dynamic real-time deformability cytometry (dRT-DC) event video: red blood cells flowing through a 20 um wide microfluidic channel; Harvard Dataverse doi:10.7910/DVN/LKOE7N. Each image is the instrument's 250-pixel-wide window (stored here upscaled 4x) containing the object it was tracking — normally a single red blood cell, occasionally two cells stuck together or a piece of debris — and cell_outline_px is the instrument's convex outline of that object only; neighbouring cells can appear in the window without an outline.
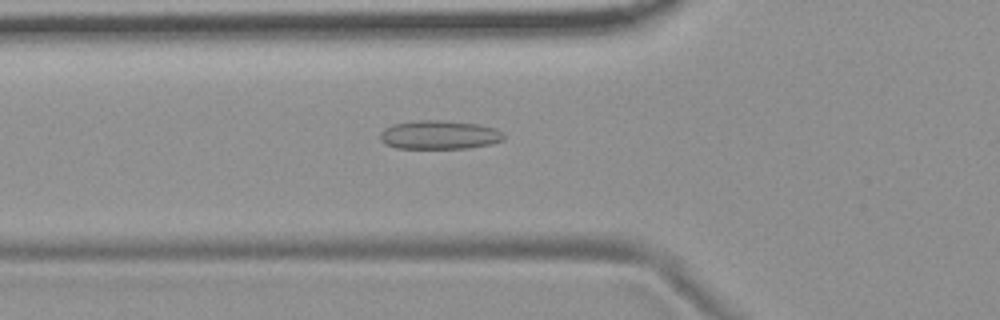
{"species": "common noctule bat (a hibernating species)", "species_latin": "Nyctalus noctula", "temperature_condition": "room temperature", "stored_images_in_passage": 45, "camera_frame_rate_fps": 3000, "um_per_image_px": 0.085, "animal": {"sex": "female", "body_mass_g": 19.9}, "frame": {"image": 1, "passage_image": 10, "time_ms": 3.0, "image_size_px": [1000, 320], "cell_outline_px": [[504, 140], [492, 144], [468, 148], [396, 148], [384, 144], [380, 140], [380, 132], [384, 128], [392, 124], [416, 120], [444, 120], [476, 124], [496, 128], [504, 136]], "centroid_in_image_um": [37.31, 11.46], "position_along_channel_um": 88.5, "area_um2": 20.87}}
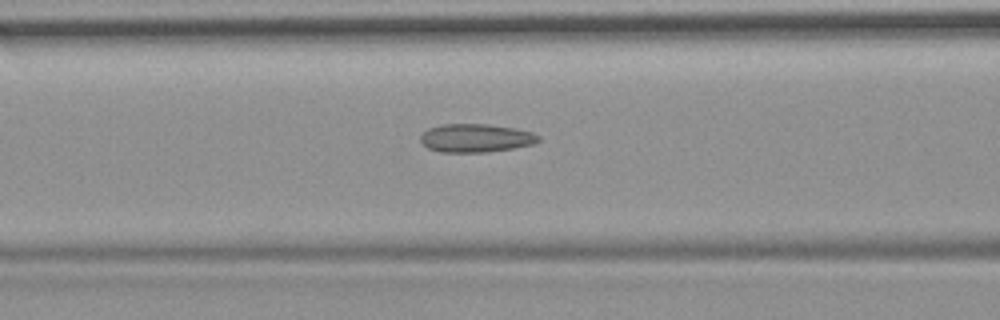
{"frame": {"image": 2, "passage_image": 13, "time_ms": 4.0, "image_size_px": [1000, 320], "cell_outline_px": [[540, 140], [532, 144], [512, 148], [488, 152], [440, 152], [428, 148], [420, 140], [420, 136], [428, 128], [440, 124], [488, 124], [516, 128], [532, 132], [540, 136]], "centroid_in_image_um": [40.44, 11.72], "position_along_channel_um": 126.2, "area_um2": 19.54}}
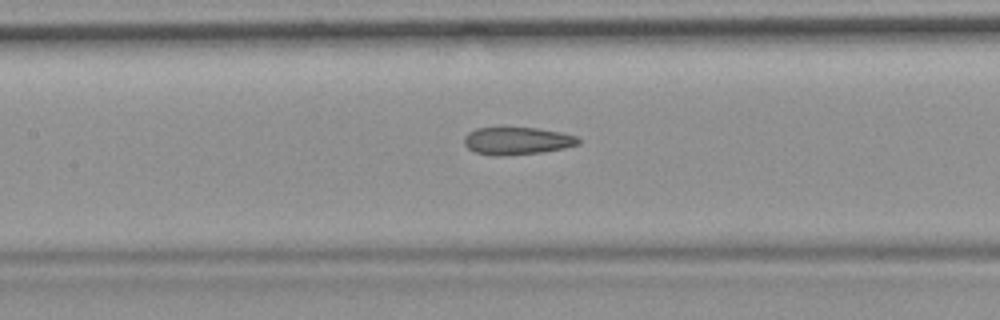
{"frame": {"image": 3, "passage_image": 16, "time_ms": 5.0, "image_size_px": [1000, 320], "cell_outline_px": [[580, 144], [564, 148], [544, 152], [500, 156], [492, 156], [476, 152], [468, 148], [464, 144], [464, 136], [468, 132], [476, 128], [536, 128], [560, 132], [576, 136], [580, 140]], "centroid_in_image_um": [43.94, 11.98], "position_along_channel_um": 163.5, "area_um2": 18.32}, "authors_computed_cell_mechanics": {"area_um2": 18.9006, "velocity_mm_per_s": 3.7254, "shape_relaxation_time_tau1_ms": null, "shape_relaxation_time_tau2_ms": 2.5944, "deformation_change_tau1": null, "deformation_change_tau2": 0.1158}}